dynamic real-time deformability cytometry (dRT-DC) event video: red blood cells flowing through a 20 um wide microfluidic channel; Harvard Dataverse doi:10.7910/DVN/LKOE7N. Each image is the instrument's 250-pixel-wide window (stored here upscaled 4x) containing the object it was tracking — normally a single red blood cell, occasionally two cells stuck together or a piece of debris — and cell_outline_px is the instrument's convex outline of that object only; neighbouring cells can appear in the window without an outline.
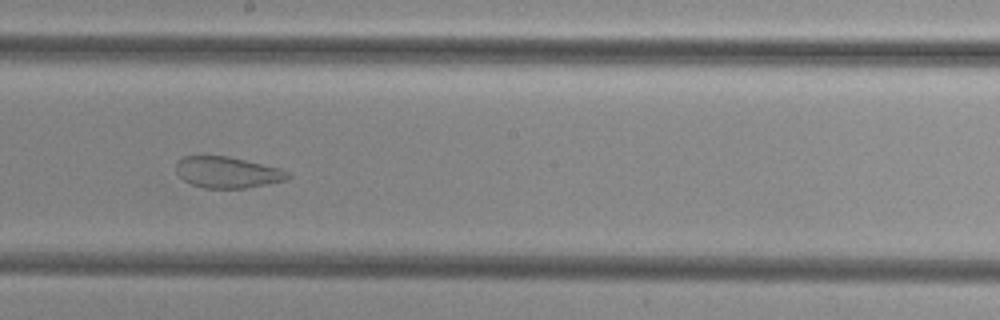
{"species": "common noctule bat (a hibernating species)", "species_latin": "Nyctalus noctula", "temperature_condition": "cold", "stored_images_in_passage": 48, "camera_frame_rate_fps": 3000, "um_per_image_px": 0.085, "animal": {"sex": "female", "body_mass_g": 29.2, "forearm_length_mm": 56.3}, "frame": {"image": 1, "passage_image": 26, "time_ms": 8.333, "image_size_px": [1000, 320], "cell_outline_px": [[292, 176], [284, 180], [244, 188], [204, 188], [192, 184], [184, 180], [176, 172], [176, 164], [184, 156], [228, 156], [280, 168], [288, 172]], "centroid_in_image_um": [19.32, 14.64], "position_along_channel_um": 228.9, "area_um2": 20.06}}
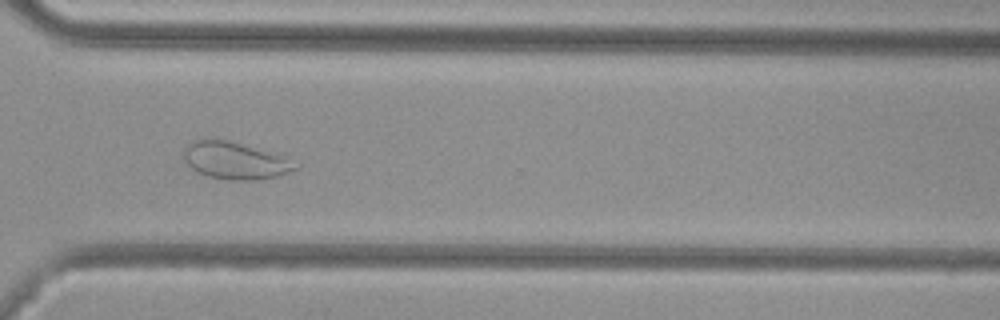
{"frame": {"image": 2, "passage_image": 35, "time_ms": 11.333, "image_size_px": [1000, 320], "cell_outline_px": [[300, 168], [276, 176], [260, 180], [228, 180], [208, 176], [196, 172], [184, 160], [184, 144], [196, 136], [208, 136], [228, 140], [280, 156], [300, 164]], "centroid_in_image_um": [19.87, 13.61], "position_along_channel_um": 350.7, "area_um2": 24.62}}
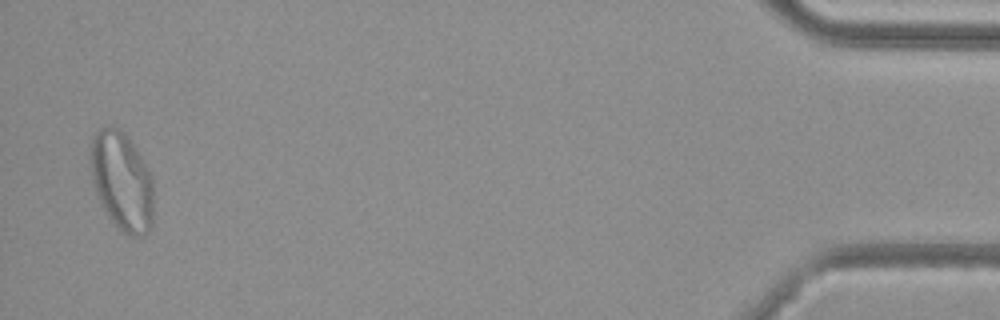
{"frame": {"image": 3, "passage_image": 47, "time_ms": 15.333, "image_size_px": [1000, 320], "cell_outline_px": [[152, 224], [148, 232], [144, 236], [128, 236], [120, 232], [108, 216], [100, 204], [96, 196], [92, 180], [88, 160], [88, 152], [92, 136], [100, 128], [112, 124], [124, 132], [140, 156], [152, 176]], "centroid_in_image_um": [10.3, 15.4], "position_along_channel_um": 424.9, "area_um2": 36.99}}